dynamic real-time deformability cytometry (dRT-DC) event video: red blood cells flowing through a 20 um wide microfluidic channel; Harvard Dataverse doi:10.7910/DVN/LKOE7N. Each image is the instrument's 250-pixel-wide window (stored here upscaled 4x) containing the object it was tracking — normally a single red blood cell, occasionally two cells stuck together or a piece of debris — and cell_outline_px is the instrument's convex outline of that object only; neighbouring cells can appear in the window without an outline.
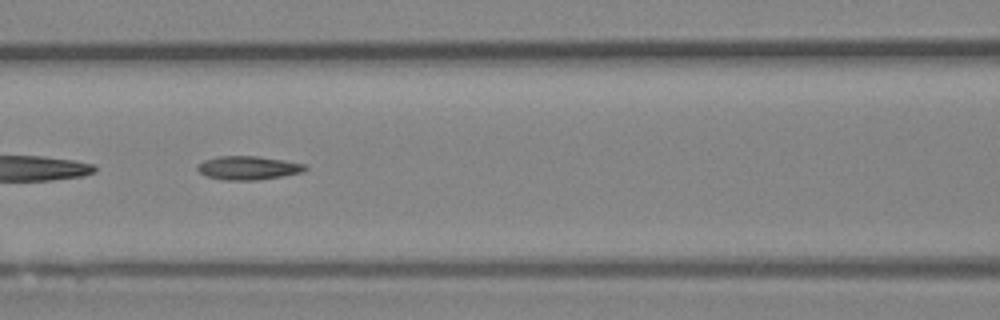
{"species": "Egyptian fruit bat (a non-hibernating species)", "species_latin": "Rousettus aegyptiacus", "temperature_condition": "room temperature", "stored_images_in_passage": 51, "camera_frame_rate_fps": 3000, "um_per_image_px": 0.085, "animal": {"sex": "female"}, "frame": {"image": 1, "passage_image": 22, "time_ms": 7.0, "image_size_px": [1000, 320], "cell_outline_px": [[308, 168], [304, 172], [256, 180], [224, 180], [208, 176], [200, 172], [196, 168], [204, 160], [216, 156], [260, 156], [284, 160], [304, 164]], "centroid_in_image_um": [21.11, 14.26], "position_along_channel_um": 145.5, "area_um2": 14.74}}
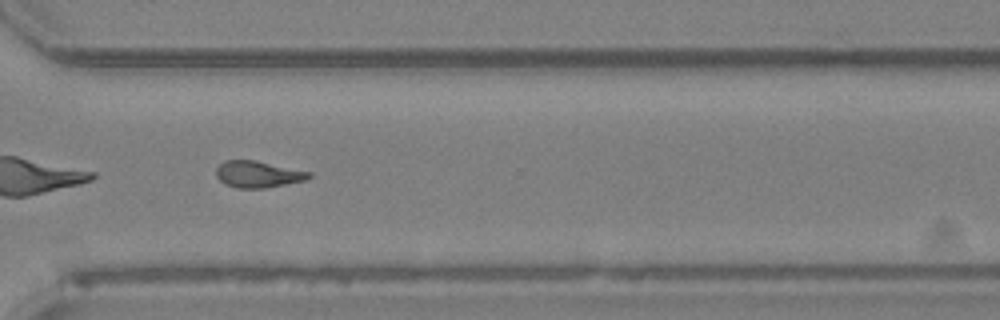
{"frame": {"image": 2, "passage_image": 37, "time_ms": 12.0, "image_size_px": [1000, 320], "cell_outline_px": [[312, 176], [304, 180], [264, 188], [236, 188], [224, 184], [216, 176], [216, 168], [224, 160], [256, 160], [312, 172]], "centroid_in_image_um": [21.91, 14.8], "position_along_channel_um": 348.7, "area_um2": 14.39}}